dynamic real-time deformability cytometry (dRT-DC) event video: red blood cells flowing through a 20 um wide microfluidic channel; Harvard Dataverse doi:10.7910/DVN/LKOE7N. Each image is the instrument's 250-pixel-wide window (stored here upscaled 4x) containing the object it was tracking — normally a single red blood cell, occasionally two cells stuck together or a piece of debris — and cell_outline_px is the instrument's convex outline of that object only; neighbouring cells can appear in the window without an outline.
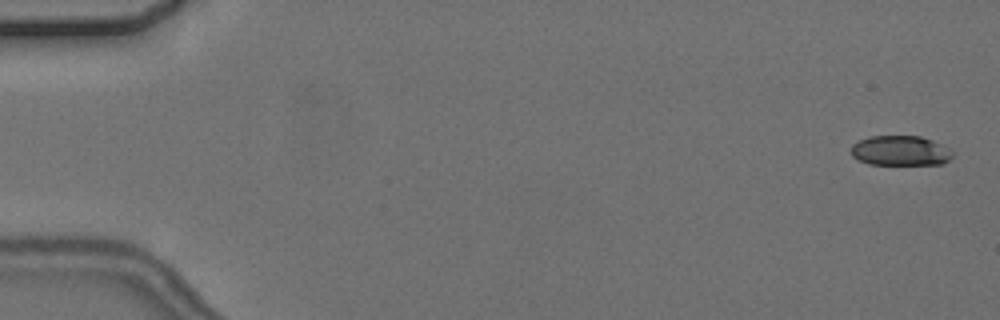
{"species": "common noctule bat (a hibernating species)", "species_latin": "Nyctalus noctula", "temperature_condition": "cold", "stored_images_in_passage": 5, "camera_frame_rate_fps": 3000, "um_per_image_px": 0.085, "animal": {"sex": "female", "body_mass_g": 24.6, "forearm_length_mm": 56.2}, "frame": {"image": 1, "passage_image": 1, "time_ms": 0.0, "image_size_px": [1000, 320], "cell_outline_px": [[952, 156], [948, 160], [940, 164], [868, 164], [852, 156], [852, 144], [868, 136], [920, 136], [932, 140], [948, 148], [952, 152]], "centroid_in_image_um": [76.51, 12.8], "position_along_channel_um": 8.5, "area_um2": 17.51}}
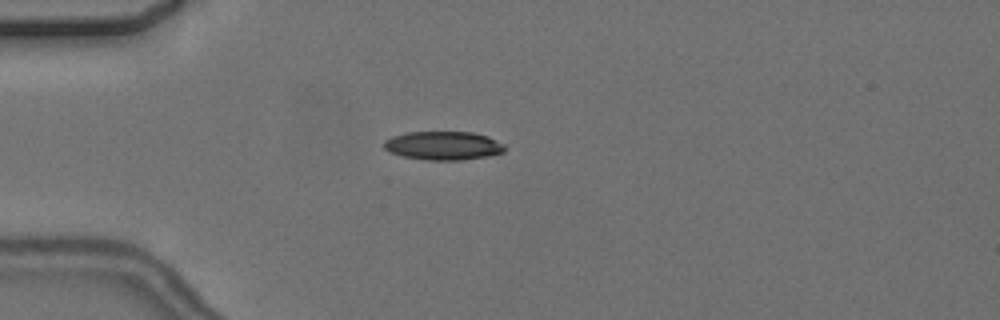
{"frame": {"image": 2, "passage_image": 5, "time_ms": 4.667, "image_size_px": [1000, 320], "cell_outline_px": [[504, 152], [488, 156], [460, 160], [428, 160], [404, 156], [388, 152], [384, 148], [384, 140], [392, 136], [408, 132], [472, 132], [488, 136], [504, 144]], "centroid_in_image_um": [37.67, 12.37], "position_along_channel_um": 47.3, "area_um2": 20.11}}